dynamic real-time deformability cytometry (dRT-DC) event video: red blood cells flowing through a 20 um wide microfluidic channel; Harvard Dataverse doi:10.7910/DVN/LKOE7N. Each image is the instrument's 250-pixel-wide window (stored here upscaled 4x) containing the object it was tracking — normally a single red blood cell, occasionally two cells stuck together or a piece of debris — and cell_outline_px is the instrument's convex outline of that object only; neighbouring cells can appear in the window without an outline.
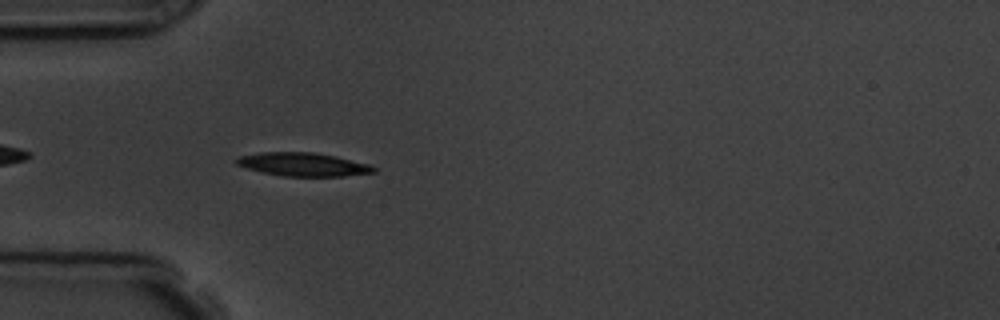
{"species": "common noctule bat (a hibernating species)", "species_latin": "Nyctalus noctula", "temperature_condition": "room temperature", "stored_images_in_passage": 4, "camera_frame_rate_fps": 3000, "um_per_image_px": 0.085, "animal": {"sex": "male", "body_mass_g": 19.5, "forearm_length_mm": 54.6}, "frame": {"image": 1, "passage_image": 4, "time_ms": 4.333, "image_size_px": [1000, 320], "cell_outline_px": [[376, 172], [344, 176], [284, 176], [264, 172], [248, 168], [236, 164], [236, 160], [240, 156], [260, 152], [312, 152], [336, 156], [368, 164], [376, 168]], "centroid_in_image_um": [25.79, 13.97], "position_along_channel_um": 59.2, "area_um2": 18.5}}